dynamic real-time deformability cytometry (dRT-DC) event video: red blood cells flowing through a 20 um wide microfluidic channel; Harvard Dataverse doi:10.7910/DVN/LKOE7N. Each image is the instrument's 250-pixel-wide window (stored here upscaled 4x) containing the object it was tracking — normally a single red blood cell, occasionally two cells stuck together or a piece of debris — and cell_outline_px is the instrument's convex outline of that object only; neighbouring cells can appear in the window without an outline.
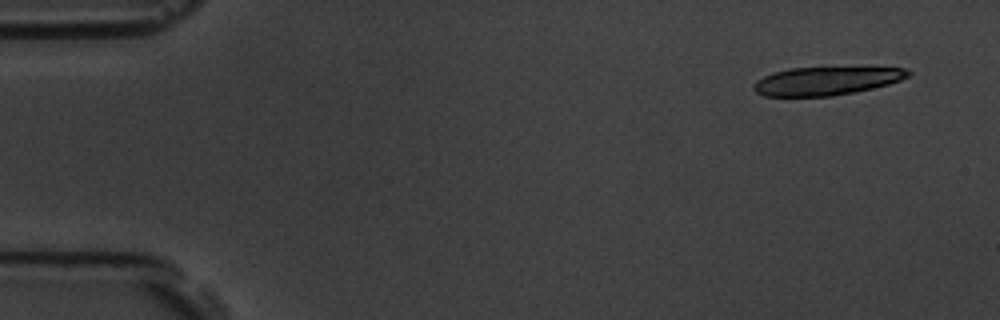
{"species": "common noctule bat (a hibernating species)", "species_latin": "Nyctalus noctula", "temperature_condition": "room temperature", "stored_images_in_passage": 5, "segment_of_instrument_passage": [2, 2], "camera_frame_rate_fps": 3000, "um_per_image_px": 0.085, "animal": {"sex": "male", "body_mass_g": 19.5, "forearm_length_mm": 54.6}, "frame": {"image": 1, "passage_image": 5, "time_ms": 1.333, "image_size_px": [1000, 320], "cell_outline_px": [[912, 72], [908, 76], [900, 80], [888, 84], [852, 92], [832, 96], [764, 96], [756, 92], [752, 88], [752, 84], [756, 80], [764, 76], [776, 72], [792, 68], [904, 68]], "centroid_in_image_um": [70.18, 6.89], "position_along_channel_um": 14.8, "area_um2": 24.97}}